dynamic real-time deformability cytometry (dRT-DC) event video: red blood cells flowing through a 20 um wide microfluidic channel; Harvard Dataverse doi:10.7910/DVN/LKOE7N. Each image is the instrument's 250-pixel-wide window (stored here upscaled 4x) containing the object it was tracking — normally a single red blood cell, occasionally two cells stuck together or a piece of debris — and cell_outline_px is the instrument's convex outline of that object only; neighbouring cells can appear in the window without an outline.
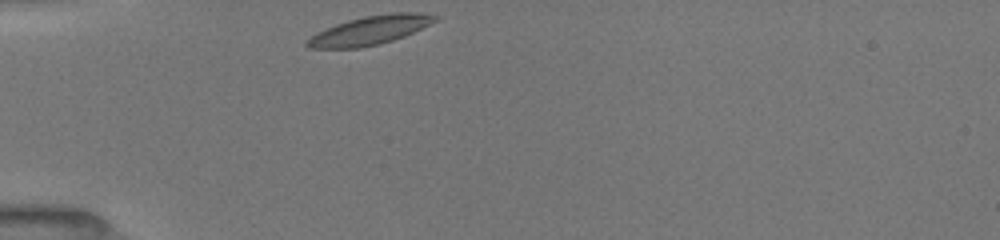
{"species": "common noctule bat (a hibernating species)", "species_latin": "Nyctalus noctula", "temperature_condition": "room temperature", "stored_images_in_passage": 6, "camera_frame_rate_fps": 3000, "um_per_image_px": 0.085, "animal": {"sex": "female", "body_mass_g": 19.5, "forearm_length_mm": 54.1}, "frame": {"image": 1, "passage_image": 1, "time_ms": 0.0, "image_size_px": [1000, 240], "cell_outline_px": [[436, 20], [404, 36], [380, 44], [360, 48], [308, 48], [304, 44], [304, 40], [316, 32], [336, 24], [348, 20], [364, 16], [392, 12], [412, 12], [436, 16]], "centroid_in_image_um": [31.33, 2.59], "position_along_channel_um": 53.7, "area_um2": 21.27}}